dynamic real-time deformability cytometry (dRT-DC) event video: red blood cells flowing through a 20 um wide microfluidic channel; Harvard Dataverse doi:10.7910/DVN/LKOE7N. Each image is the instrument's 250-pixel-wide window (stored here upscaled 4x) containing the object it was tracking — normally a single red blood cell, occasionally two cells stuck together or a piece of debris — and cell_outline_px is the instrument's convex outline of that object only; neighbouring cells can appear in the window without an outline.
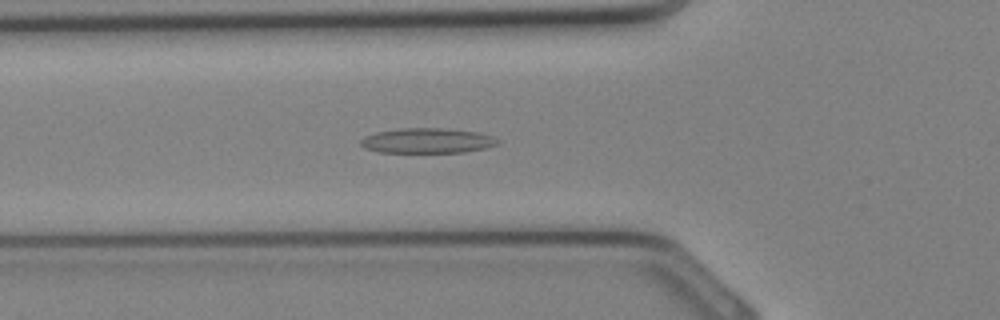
{"species": "Egyptian fruit bat (a non-hibernating species)", "species_latin": "Rousettus aegyptiacus", "temperature_condition": "cold", "stored_images_in_passage": 24, "camera_frame_rate_fps": 3000, "um_per_image_px": 0.085, "animal": {"sex": "female"}, "frame": {"image": 1, "passage_image": 2, "time_ms": 0.333, "image_size_px": [1000, 320], "cell_outline_px": [[500, 140], [496, 144], [488, 148], [464, 152], [380, 152], [364, 148], [360, 144], [360, 140], [364, 136], [376, 132], [400, 128], [444, 128], [480, 132], [492, 136]], "centroid_in_image_um": [36.33, 11.95], "position_along_channel_um": 89.5, "area_um2": 20.11}}
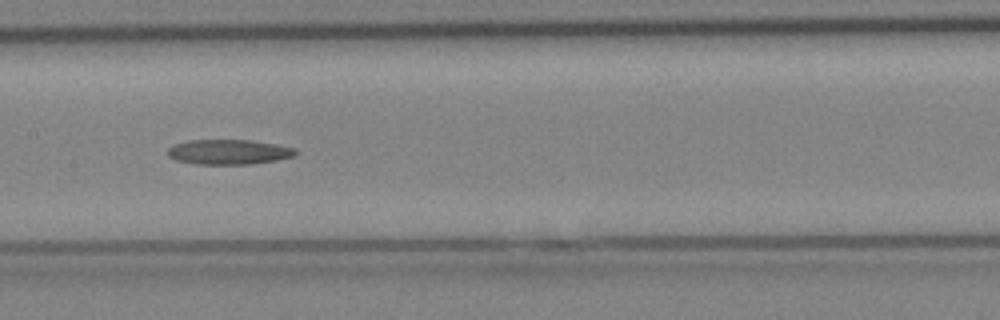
{"frame": {"image": 2, "passage_image": 7, "time_ms": 2.0, "image_size_px": [1000, 320], "cell_outline_px": [[296, 156], [276, 160], [252, 164], [196, 164], [176, 160], [168, 156], [168, 148], [172, 144], [188, 140], [248, 140], [276, 144], [296, 148]], "centroid_in_image_um": [19.43, 12.91], "position_along_channel_um": 188.0, "area_um2": 18.67}}
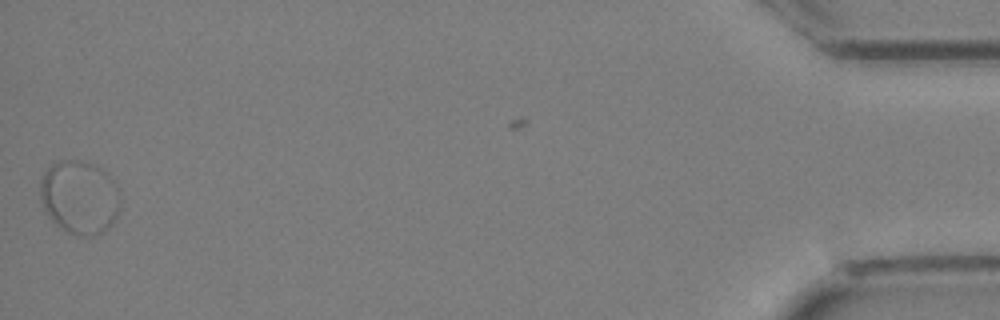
{"frame": {"image": 3, "passage_image": 24, "time_ms": 7.667, "image_size_px": [1000, 320], "cell_outline_px": [[120, 208], [112, 224], [100, 232], [92, 236], [80, 236], [68, 232], [60, 228], [44, 212], [40, 200], [40, 180], [44, 172], [52, 164], [60, 160], [80, 160], [92, 164], [100, 168], [112, 180], [120, 192]], "centroid_in_image_um": [6.73, 16.77], "position_along_channel_um": 428.5, "area_um2": 34.45}}